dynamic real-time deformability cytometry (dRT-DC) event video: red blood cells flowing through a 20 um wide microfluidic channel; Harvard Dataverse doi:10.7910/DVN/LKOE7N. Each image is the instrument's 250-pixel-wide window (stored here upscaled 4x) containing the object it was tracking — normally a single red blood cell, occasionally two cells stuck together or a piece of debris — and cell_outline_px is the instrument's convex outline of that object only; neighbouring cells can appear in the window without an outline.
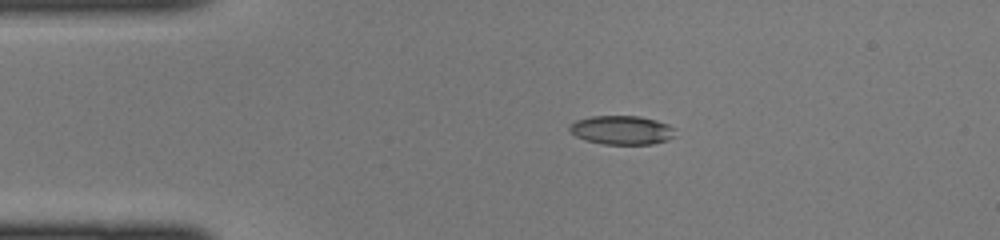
{"species": "common noctule bat (a hibernating species)", "species_latin": "Nyctalus noctula", "temperature_condition": "cold", "stored_images_in_passage": 37, "camera_frame_rate_fps": 3000, "um_per_image_px": 0.085, "animal": {"sex": "female", "body_mass_g": 22.0, "forearm_length_mm": 56.7}, "frame": {"image": 1, "passage_image": 1, "time_ms": 0.0, "image_size_px": [1000, 240], "cell_outline_px": [[676, 128], [672, 136], [668, 140], [652, 144], [604, 144], [584, 140], [576, 136], [568, 128], [576, 120], [592, 116], [640, 116], [656, 120], [668, 124]], "centroid_in_image_um": [52.86, 11.05], "position_along_channel_um": 32.1, "area_um2": 17.74}}
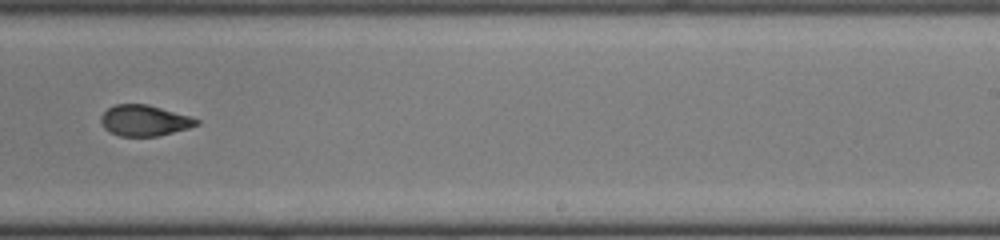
{"frame": {"image": 2, "passage_image": 20, "time_ms": 6.333, "image_size_px": [1000, 240], "cell_outline_px": [[200, 124], [188, 128], [156, 136], [120, 136], [108, 132], [104, 128], [100, 120], [100, 116], [108, 108], [116, 104], [148, 104], [188, 116], [200, 120]], "centroid_in_image_um": [12.24, 10.24], "position_along_channel_um": 276.8, "area_um2": 17.11}}
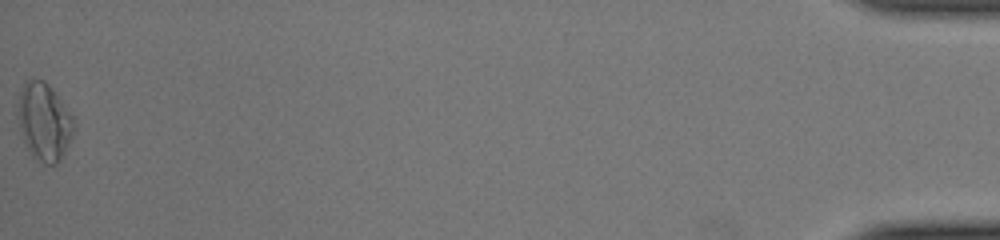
{"frame": {"image": 3, "passage_image": 37, "time_ms": 12.0, "image_size_px": [1000, 240], "cell_outline_px": [[76, 128], [60, 160], [56, 164], [44, 164], [32, 156], [24, 144], [20, 132], [16, 116], [16, 112], [20, 88], [24, 80], [32, 76], [44, 80], [56, 92], [72, 116], [76, 124]], "centroid_in_image_um": [3.71, 10.29], "position_along_channel_um": 431.5, "area_um2": 26.13}}